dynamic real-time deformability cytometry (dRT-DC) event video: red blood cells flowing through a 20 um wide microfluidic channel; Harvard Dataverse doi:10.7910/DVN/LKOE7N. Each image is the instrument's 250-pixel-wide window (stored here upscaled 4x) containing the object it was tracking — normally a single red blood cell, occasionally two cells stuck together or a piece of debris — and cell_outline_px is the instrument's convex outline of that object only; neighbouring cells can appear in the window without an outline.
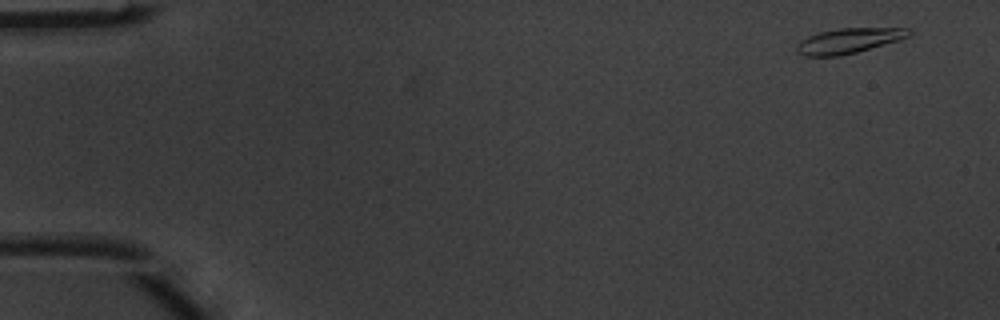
{"species": "common noctule bat (a hibernating species)", "species_latin": "Nyctalus noctula", "temperature_condition": "warm", "stored_images_in_passage": 5, "camera_frame_rate_fps": 3000, "um_per_image_px": 0.085, "animal": {"sex": "male", "body_mass_g": 20.1, "forearm_length_mm": 53.5}, "frame": {"image": 1, "passage_image": 1, "time_ms": 0.0, "image_size_px": [1000, 320], "cell_outline_px": [[912, 32], [908, 36], [900, 40], [856, 52], [840, 56], [804, 56], [796, 52], [796, 44], [800, 40], [808, 36], [820, 32], [840, 28], [908, 28]], "centroid_in_image_um": [72.11, 3.47], "position_along_channel_um": 12.9, "area_um2": 16.42}}
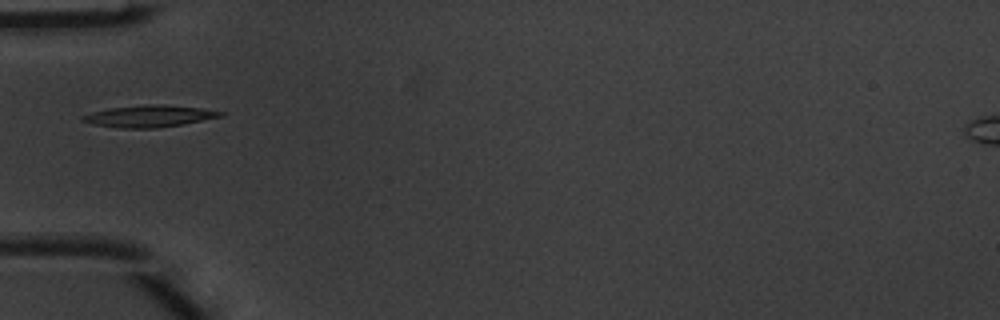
{"frame": {"image": 2, "passage_image": 5, "time_ms": 1.333, "image_size_px": [1000, 320], "cell_outline_px": [[224, 116], [184, 124], [156, 128], [120, 128], [96, 124], [80, 120], [80, 116], [92, 112], [108, 108], [148, 104], [164, 104], [200, 108], [224, 112]], "centroid_in_image_um": [12.7, 9.87], "position_along_channel_um": 72.3, "area_um2": 17.51}}